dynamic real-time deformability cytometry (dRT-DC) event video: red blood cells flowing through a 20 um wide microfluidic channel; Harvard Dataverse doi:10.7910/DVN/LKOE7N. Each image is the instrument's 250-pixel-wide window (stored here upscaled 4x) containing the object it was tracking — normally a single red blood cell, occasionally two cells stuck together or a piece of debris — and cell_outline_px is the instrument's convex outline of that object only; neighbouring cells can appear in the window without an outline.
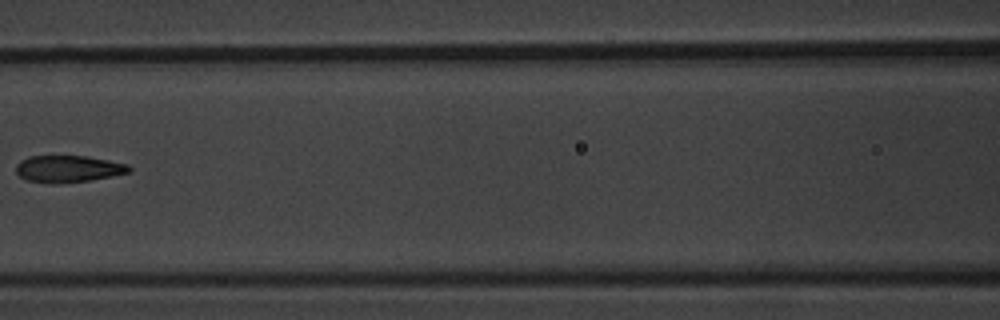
{"species": "common noctule bat (a hibernating species)", "species_latin": "Nyctalus noctula", "temperature_condition": "warm", "stored_images_in_passage": 5, "camera_frame_rate_fps": 3000, "um_per_image_px": 0.085, "animal": {"sex": "male", "body_mass_g": 20.1, "forearm_length_mm": 53.5}, "frame": {"image": 1, "passage_image": 4, "time_ms": 4.333, "image_size_px": [1000, 320], "cell_outline_px": [[132, 172], [112, 176], [88, 180], [56, 184], [52, 184], [28, 180], [20, 176], [16, 172], [16, 164], [20, 160], [28, 156], [88, 156], [128, 164], [132, 168]], "centroid_in_image_um": [5.81, 14.35], "position_along_channel_um": 160.8, "area_um2": 17.8}}
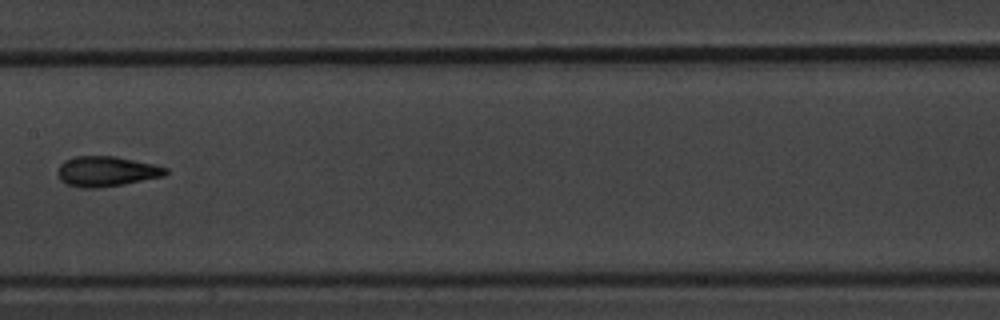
{"frame": {"image": 2, "passage_image": 5, "time_ms": 5.333, "image_size_px": [1000, 320], "cell_outline_px": [[168, 172], [164, 176], [124, 184], [96, 188], [80, 188], [64, 184], [60, 180], [56, 172], [60, 164], [64, 160], [76, 156], [116, 156], [156, 164], [168, 168]], "centroid_in_image_um": [9.03, 14.57], "position_along_channel_um": 198.4, "area_um2": 19.31}}